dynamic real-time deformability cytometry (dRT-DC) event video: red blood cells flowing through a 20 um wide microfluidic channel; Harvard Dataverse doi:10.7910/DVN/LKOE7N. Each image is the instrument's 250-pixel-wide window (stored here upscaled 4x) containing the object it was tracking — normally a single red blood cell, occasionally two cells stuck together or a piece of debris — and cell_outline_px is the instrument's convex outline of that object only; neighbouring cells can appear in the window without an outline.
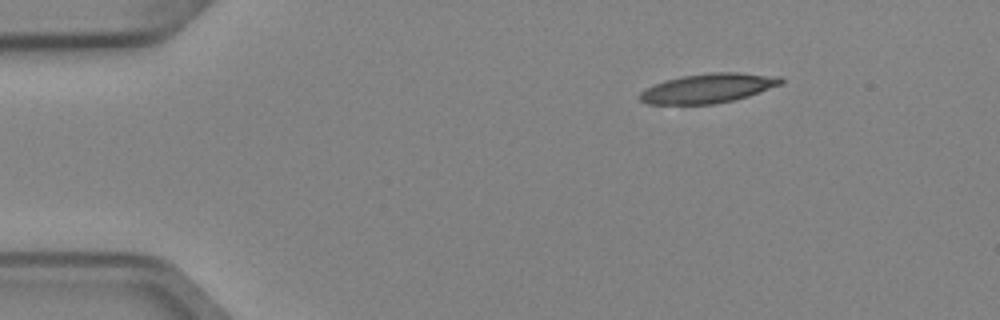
{"species": "Egyptian fruit bat (a non-hibernating species)", "species_latin": "Rousettus aegyptiacus", "temperature_condition": "cold", "stored_images_in_passage": 3, "camera_frame_rate_fps": 3000, "um_per_image_px": 0.085, "animal": {"sex": "female"}, "frame": {"image": 1, "passage_image": 1, "time_ms": 0.0, "image_size_px": [1000, 320], "cell_outline_px": [[784, 80], [780, 84], [748, 96], [732, 100], [712, 104], [648, 104], [640, 100], [640, 92], [664, 80], [680, 76], [708, 72], [736, 72], [780, 76]], "centroid_in_image_um": [60.18, 7.49], "position_along_channel_um": 24.8, "area_um2": 23.99}}